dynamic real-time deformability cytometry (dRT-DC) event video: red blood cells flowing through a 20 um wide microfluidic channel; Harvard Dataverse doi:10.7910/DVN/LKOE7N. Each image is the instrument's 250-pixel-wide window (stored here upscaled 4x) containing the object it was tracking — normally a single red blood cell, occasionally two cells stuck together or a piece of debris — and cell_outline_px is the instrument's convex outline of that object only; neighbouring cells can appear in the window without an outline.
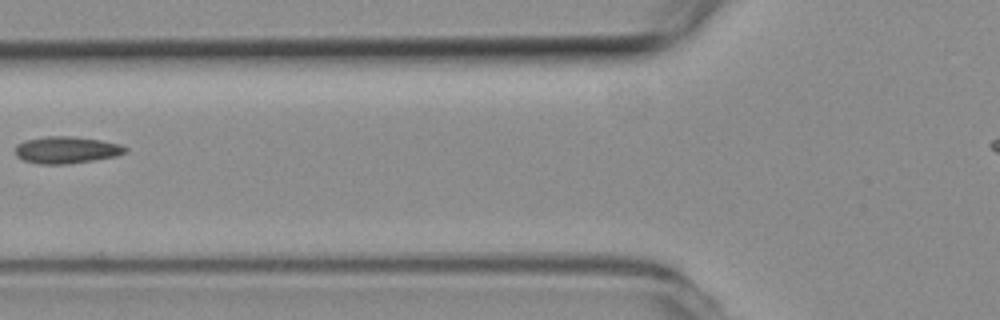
{"species": "common noctule bat (a hibernating species)", "species_latin": "Nyctalus noctula", "temperature_condition": "room temperature", "stored_images_in_passage": 5, "camera_frame_rate_fps": 3000, "um_per_image_px": 0.085, "animal": {"sex": "female", "body_mass_g": 19.3, "forearm_length_mm": 54.1}, "frame": {"image": 1, "passage_image": 4, "time_ms": 1.0, "image_size_px": [1000, 320], "cell_outline_px": [[128, 152], [116, 156], [68, 164], [40, 164], [24, 160], [16, 156], [16, 144], [24, 140], [44, 136], [72, 136], [100, 140], [120, 144], [128, 148]], "centroid_in_image_um": [5.65, 12.74], "position_along_channel_um": 120.2, "area_um2": 17.34}}
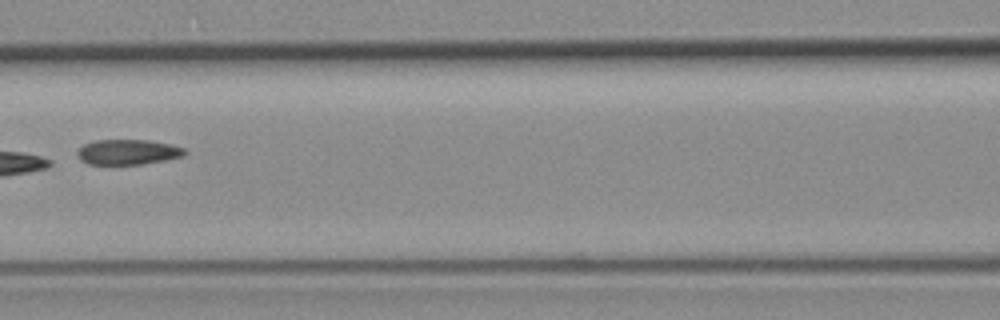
{"frame": {"image": 2, "passage_image": 5, "time_ms": 1.333, "image_size_px": [1000, 320], "cell_outline_px": [[188, 152], [184, 156], [144, 164], [88, 164], [80, 160], [76, 152], [84, 144], [96, 140], [148, 140], [168, 144], [184, 148]], "centroid_in_image_um": [10.87, 12.92], "position_along_channel_um": 155.7, "area_um2": 15.72}}